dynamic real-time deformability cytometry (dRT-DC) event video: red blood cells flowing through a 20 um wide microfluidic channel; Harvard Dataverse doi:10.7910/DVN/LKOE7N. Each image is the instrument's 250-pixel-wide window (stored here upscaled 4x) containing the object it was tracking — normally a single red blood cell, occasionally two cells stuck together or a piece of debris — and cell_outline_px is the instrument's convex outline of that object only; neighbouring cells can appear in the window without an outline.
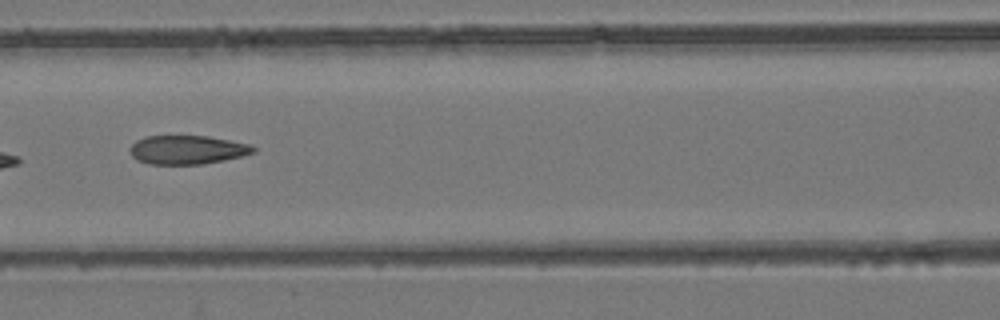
{"species": "common noctule bat (a hibernating species)", "species_latin": "Nyctalus noctula", "temperature_condition": "room temperature", "stored_images_in_passage": 8, "camera_frame_rate_fps": 3000, "um_per_image_px": 0.085, "animal": {"sex": "female", "body_mass_g": 24.6, "forearm_length_mm": 56.2}, "frame": {"image": 1, "passage_image": 8, "time_ms": 8.333, "image_size_px": [1000, 320], "cell_outline_px": [[256, 152], [224, 160], [200, 164], [148, 164], [136, 160], [132, 156], [128, 148], [136, 140], [144, 136], [208, 136], [252, 144], [256, 148]], "centroid_in_image_um": [15.9, 12.73], "position_along_channel_um": 150.7, "area_um2": 20.87}}